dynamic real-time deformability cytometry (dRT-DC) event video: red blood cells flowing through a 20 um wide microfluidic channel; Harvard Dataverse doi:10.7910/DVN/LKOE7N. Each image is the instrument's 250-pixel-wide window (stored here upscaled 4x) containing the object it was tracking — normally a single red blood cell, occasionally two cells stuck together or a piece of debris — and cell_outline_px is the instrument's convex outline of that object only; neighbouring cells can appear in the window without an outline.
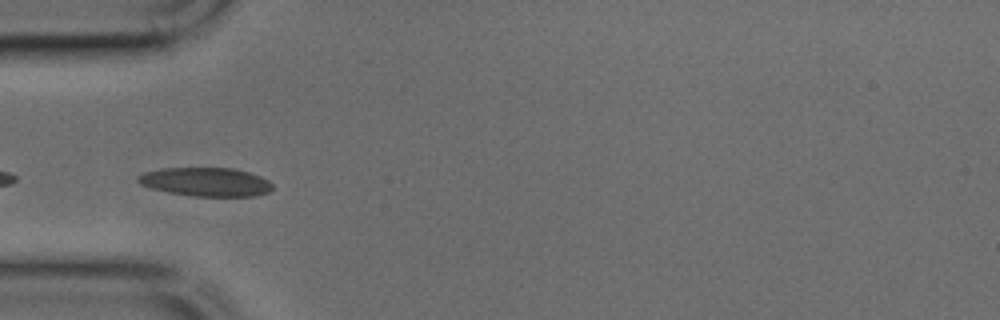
{"species": "common noctule bat (a hibernating species)", "species_latin": "Nyctalus noctula", "temperature_condition": "cold", "stored_images_in_passage": 44, "camera_frame_rate_fps": 3000, "um_per_image_px": 0.085, "animal": {"sex": "male", "body_mass_g": 17.9, "forearm_length_mm": 54.2}, "frame": {"image": 1, "passage_image": 12, "time_ms": 3.667, "image_size_px": [1000, 320], "cell_outline_px": [[272, 188], [268, 192], [256, 196], [196, 196], [168, 192], [152, 188], [140, 184], [136, 180], [144, 172], [160, 168], [232, 168], [248, 172], [260, 176], [268, 180], [272, 184]], "centroid_in_image_um": [17.5, 15.46], "position_along_channel_um": 67.5, "area_um2": 22.37}}
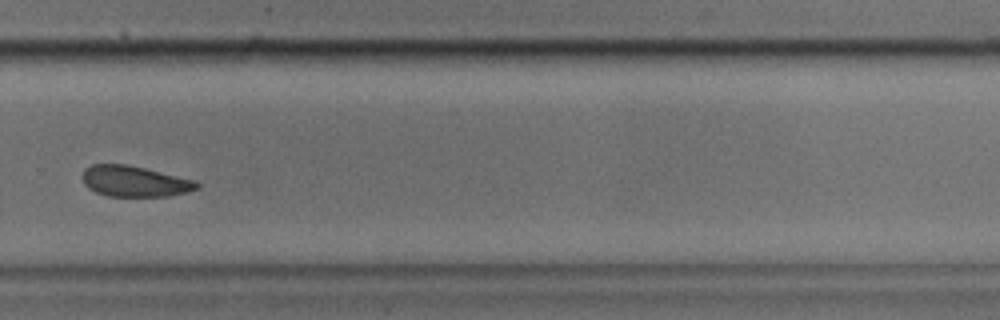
{"frame": {"image": 2, "passage_image": 29, "time_ms": 9.333, "image_size_px": [1000, 320], "cell_outline_px": [[200, 188], [188, 192], [168, 196], [108, 196], [96, 192], [88, 188], [84, 184], [84, 168], [92, 164], [124, 164], [144, 168], [196, 180], [200, 184]], "centroid_in_image_um": [11.47, 15.41], "position_along_channel_um": 318.3, "area_um2": 20.52}}